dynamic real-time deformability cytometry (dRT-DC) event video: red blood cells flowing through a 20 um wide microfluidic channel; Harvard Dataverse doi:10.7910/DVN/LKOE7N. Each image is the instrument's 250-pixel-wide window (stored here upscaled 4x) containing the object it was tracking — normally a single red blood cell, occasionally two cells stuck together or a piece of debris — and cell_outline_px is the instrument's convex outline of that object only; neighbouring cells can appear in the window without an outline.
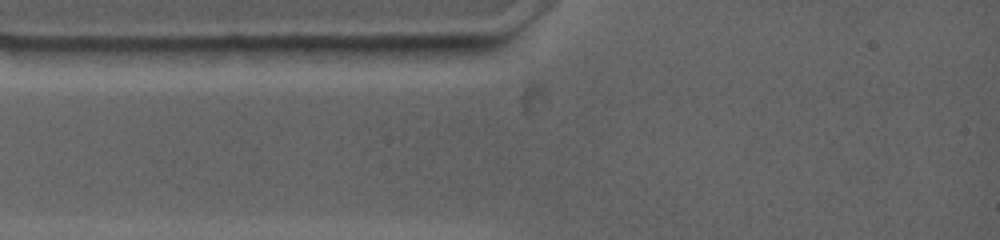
{"species": "common noctule bat (a hibernating species)", "species_latin": "Nyctalus noctula", "temperature_condition": "warm", "stored_images_in_passage": 2, "camera_frame_rate_fps": 4500, "um_per_image_px": 0.085, "animal": {"sex": "female", "body_mass_g": 19.0, "forearm_length_mm": 53.3}, "frame": {"image": 1, "passage_image": 1, "time_ms": 0.0, "image_size_px": [1000, 240], "cell_outline_px": [[440, 44], [436, 48], [424, 56], [400, 64], [288, 56], [272, 48], [424, 44]], "centroid_in_image_um": [30.92, 4.48], "position_along_channel_um": 54.1, "area_um2": 15.2}}